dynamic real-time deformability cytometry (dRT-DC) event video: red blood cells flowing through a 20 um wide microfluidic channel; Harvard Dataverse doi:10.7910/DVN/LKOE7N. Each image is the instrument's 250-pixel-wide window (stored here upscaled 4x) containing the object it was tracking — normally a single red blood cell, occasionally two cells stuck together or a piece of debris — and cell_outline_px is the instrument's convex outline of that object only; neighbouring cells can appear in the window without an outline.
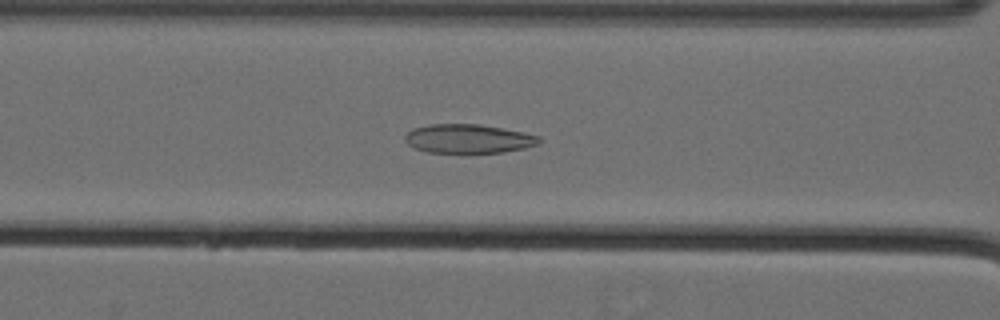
{"species": "Egyptian fruit bat (a non-hibernating species)", "species_latin": "Rousettus aegyptiacus", "temperature_condition": "cold", "stored_images_in_passage": 60, "camera_frame_rate_fps": 3000, "um_per_image_px": 0.085, "animal": {"sex": "female"}, "frame": {"image": 1, "passage_image": 27, "time_ms": 8.667, "image_size_px": [1000, 320], "cell_outline_px": [[540, 144], [524, 148], [504, 152], [428, 152], [412, 148], [404, 140], [404, 136], [412, 128], [428, 124], [480, 124], [524, 132], [540, 136]], "centroid_in_image_um": [39.79, 11.78], "position_along_channel_um": 126.8, "area_um2": 22.72}}
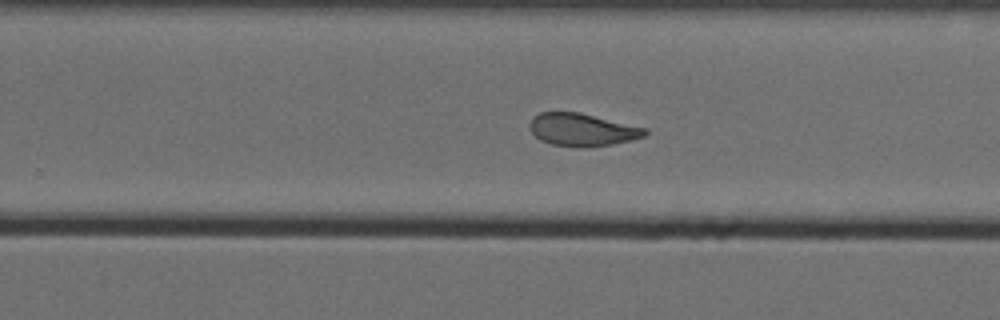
{"frame": {"image": 2, "passage_image": 40, "time_ms": 13.0, "image_size_px": [1000, 320], "cell_outline_px": [[648, 132], [644, 136], [632, 140], [612, 144], [584, 148], [552, 144], [540, 140], [532, 132], [528, 124], [532, 116], [540, 112], [580, 112], [648, 128]], "centroid_in_image_um": [49.49, 11.02], "position_along_channel_um": 280.3, "area_um2": 22.14}}
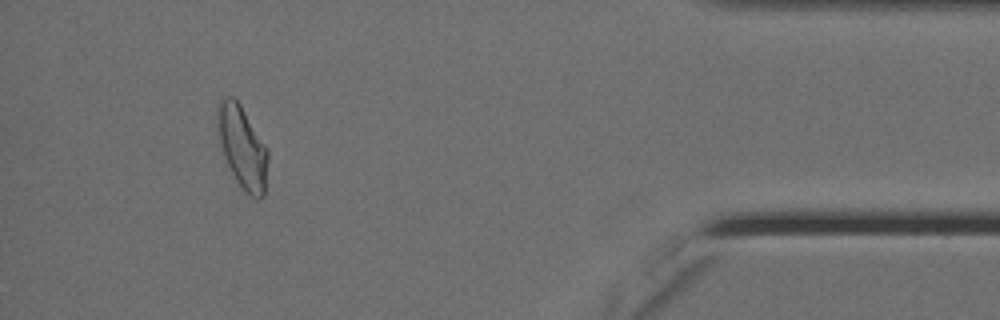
{"frame": {"image": 3, "passage_image": 55, "time_ms": 18.0, "image_size_px": [1000, 320], "cell_outline_px": [[268, 160], [264, 196], [260, 200], [256, 200], [244, 192], [236, 180], [224, 156], [220, 144], [216, 116], [216, 112], [220, 100], [224, 96], [232, 96], [240, 104], [268, 148]], "centroid_in_image_um": [20.61, 12.53], "position_along_channel_um": 414.6, "area_um2": 24.33}}